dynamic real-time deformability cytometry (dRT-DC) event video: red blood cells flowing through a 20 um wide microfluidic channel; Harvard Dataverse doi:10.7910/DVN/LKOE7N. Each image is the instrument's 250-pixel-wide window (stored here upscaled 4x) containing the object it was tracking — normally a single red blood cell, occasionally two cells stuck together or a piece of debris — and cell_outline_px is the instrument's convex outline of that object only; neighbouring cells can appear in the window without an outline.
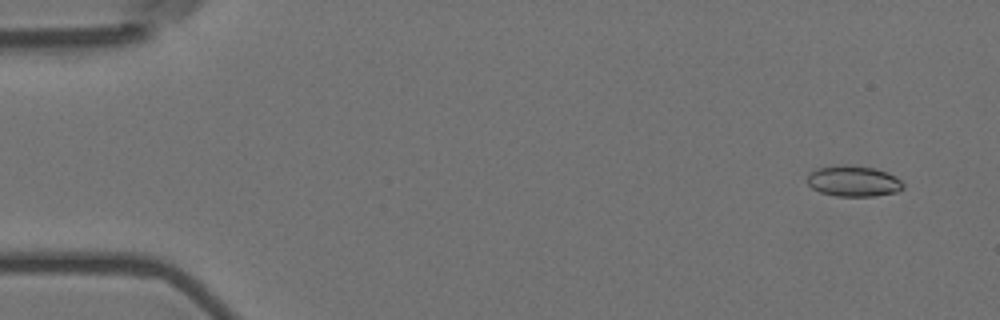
{"species": "Egyptian fruit bat (a non-hibernating species)", "species_latin": "Rousettus aegyptiacus", "temperature_condition": "room temperature", "stored_images_in_passage": 5, "camera_frame_rate_fps": 3000, "um_per_image_px": 0.085, "animal": {"sex": "female"}, "frame": {"image": 1, "passage_image": 2, "time_ms": 0.333, "image_size_px": [1000, 320], "cell_outline_px": [[904, 188], [896, 192], [876, 196], [836, 196], [820, 192], [812, 188], [808, 184], [808, 176], [816, 168], [840, 164], [848, 164], [876, 168], [888, 172], [896, 176], [904, 184]], "centroid_in_image_um": [72.57, 15.38], "position_along_channel_um": 12.4, "area_um2": 17.46}}
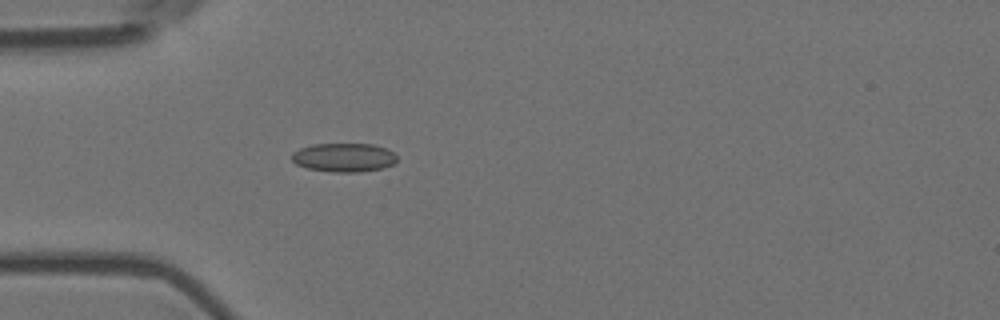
{"frame": {"image": 2, "passage_image": 5, "time_ms": 1.333, "image_size_px": [1000, 320], "cell_outline_px": [[396, 160], [392, 164], [384, 168], [360, 172], [332, 172], [308, 168], [296, 164], [292, 160], [292, 152], [300, 148], [312, 144], [372, 144], [384, 148], [392, 152], [396, 156]], "centroid_in_image_um": [29.21, 13.39], "position_along_channel_um": 55.8, "area_um2": 17.57}}